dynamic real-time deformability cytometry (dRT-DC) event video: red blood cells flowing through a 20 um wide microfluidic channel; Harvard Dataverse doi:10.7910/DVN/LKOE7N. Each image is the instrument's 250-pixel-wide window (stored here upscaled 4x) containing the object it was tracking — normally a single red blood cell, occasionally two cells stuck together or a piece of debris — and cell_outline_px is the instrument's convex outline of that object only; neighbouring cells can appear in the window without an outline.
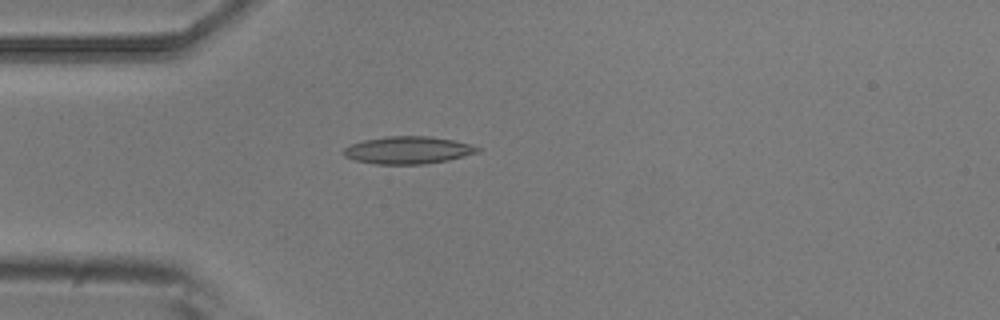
{"species": "common noctule bat (a hibernating species)", "species_latin": "Nyctalus noctula", "temperature_condition": "room temperature", "stored_images_in_passage": 1, "camera_frame_rate_fps": 3000, "um_per_image_px": 0.085, "animal": {"sex": "male", "body_mass_g": 20.5, "forearm_length_mm": 52.5}, "frame": {"image": 1, "passage_image": 1, "time_ms": 0.0, "image_size_px": [1000, 320], "cell_outline_px": [[480, 152], [448, 160], [424, 164], [376, 164], [356, 160], [344, 156], [340, 152], [344, 148], [352, 144], [364, 140], [384, 136], [428, 136], [452, 140], [468, 144], [480, 148]], "centroid_in_image_um": [34.65, 12.76], "position_along_channel_um": 50.4, "area_um2": 21.33}}